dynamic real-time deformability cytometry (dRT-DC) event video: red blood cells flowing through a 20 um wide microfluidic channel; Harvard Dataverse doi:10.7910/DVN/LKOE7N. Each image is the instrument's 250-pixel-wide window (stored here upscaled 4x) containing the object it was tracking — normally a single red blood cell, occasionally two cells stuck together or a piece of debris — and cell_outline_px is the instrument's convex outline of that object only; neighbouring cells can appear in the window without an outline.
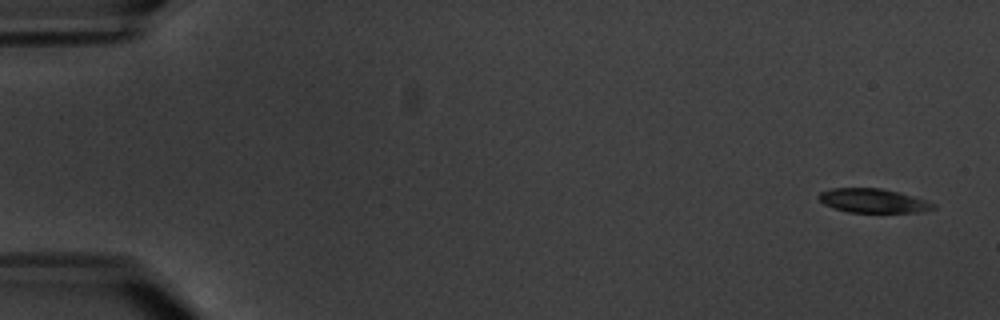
{"species": "common noctule bat (a hibernating species)", "species_latin": "Nyctalus noctula", "temperature_condition": "warm", "stored_images_in_passage": 10, "camera_frame_rate_fps": 3000, "um_per_image_px": 0.085, "animal": {"sex": "male", "body_mass_g": 20.1, "forearm_length_mm": 53.5}, "frame": {"image": 1, "passage_image": 1, "time_ms": 0.0, "image_size_px": [1000, 320], "cell_outline_px": [[936, 208], [924, 212], [848, 212], [824, 204], [816, 196], [820, 192], [832, 188], [880, 188], [900, 192], [936, 204]], "centroid_in_image_um": [74.22, 17.06], "position_along_channel_um": 10.8, "area_um2": 16.01}}
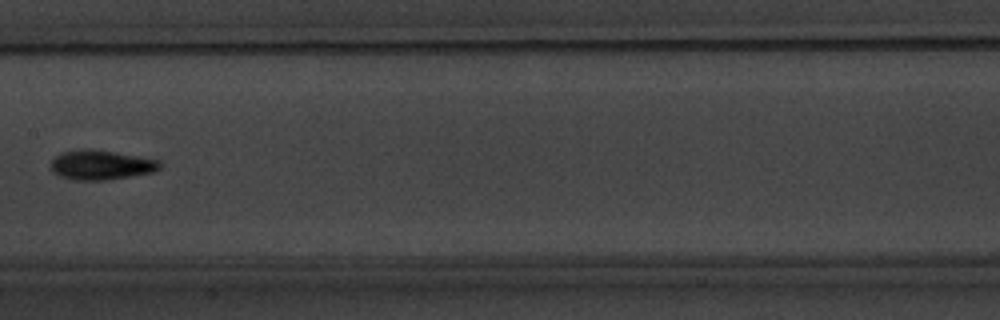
{"frame": {"image": 2, "passage_image": 9, "time_ms": 9.667, "image_size_px": [1000, 320], "cell_outline_px": [[160, 168], [152, 172], [104, 180], [72, 180], [60, 176], [52, 172], [52, 160], [60, 152], [80, 148], [92, 148], [160, 160]], "centroid_in_image_um": [8.54, 14.0], "position_along_channel_um": 198.9, "area_um2": 18.79}}